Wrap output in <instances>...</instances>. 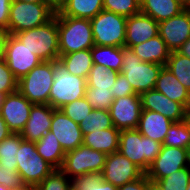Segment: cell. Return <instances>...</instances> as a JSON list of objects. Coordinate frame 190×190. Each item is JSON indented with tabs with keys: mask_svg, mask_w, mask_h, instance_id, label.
Wrapping results in <instances>:
<instances>
[{
	"mask_svg": "<svg viewBox=\"0 0 190 190\" xmlns=\"http://www.w3.org/2000/svg\"><path fill=\"white\" fill-rule=\"evenodd\" d=\"M106 158L107 154L82 144L74 150L66 152L60 170L70 180L89 173L101 174Z\"/></svg>",
	"mask_w": 190,
	"mask_h": 190,
	"instance_id": "11",
	"label": "cell"
},
{
	"mask_svg": "<svg viewBox=\"0 0 190 190\" xmlns=\"http://www.w3.org/2000/svg\"><path fill=\"white\" fill-rule=\"evenodd\" d=\"M190 144V129L184 121L173 122L167 132L163 146L184 148Z\"/></svg>",
	"mask_w": 190,
	"mask_h": 190,
	"instance_id": "35",
	"label": "cell"
},
{
	"mask_svg": "<svg viewBox=\"0 0 190 190\" xmlns=\"http://www.w3.org/2000/svg\"><path fill=\"white\" fill-rule=\"evenodd\" d=\"M142 110L160 113L173 122L184 121L186 107L176 101L170 100L155 89L140 94Z\"/></svg>",
	"mask_w": 190,
	"mask_h": 190,
	"instance_id": "19",
	"label": "cell"
},
{
	"mask_svg": "<svg viewBox=\"0 0 190 190\" xmlns=\"http://www.w3.org/2000/svg\"><path fill=\"white\" fill-rule=\"evenodd\" d=\"M120 132L117 128L112 127L102 131L87 133L83 135V144L93 150L112 154L119 149Z\"/></svg>",
	"mask_w": 190,
	"mask_h": 190,
	"instance_id": "26",
	"label": "cell"
},
{
	"mask_svg": "<svg viewBox=\"0 0 190 190\" xmlns=\"http://www.w3.org/2000/svg\"><path fill=\"white\" fill-rule=\"evenodd\" d=\"M186 167H188L186 149L162 146L161 152L145 174L149 180L157 182L173 172Z\"/></svg>",
	"mask_w": 190,
	"mask_h": 190,
	"instance_id": "14",
	"label": "cell"
},
{
	"mask_svg": "<svg viewBox=\"0 0 190 190\" xmlns=\"http://www.w3.org/2000/svg\"><path fill=\"white\" fill-rule=\"evenodd\" d=\"M184 122L187 124V127L190 129V106L186 108Z\"/></svg>",
	"mask_w": 190,
	"mask_h": 190,
	"instance_id": "50",
	"label": "cell"
},
{
	"mask_svg": "<svg viewBox=\"0 0 190 190\" xmlns=\"http://www.w3.org/2000/svg\"><path fill=\"white\" fill-rule=\"evenodd\" d=\"M54 81V61H42L18 80V91L33 104H49Z\"/></svg>",
	"mask_w": 190,
	"mask_h": 190,
	"instance_id": "7",
	"label": "cell"
},
{
	"mask_svg": "<svg viewBox=\"0 0 190 190\" xmlns=\"http://www.w3.org/2000/svg\"><path fill=\"white\" fill-rule=\"evenodd\" d=\"M165 67L175 75L176 79L190 93V58L173 51L170 53Z\"/></svg>",
	"mask_w": 190,
	"mask_h": 190,
	"instance_id": "31",
	"label": "cell"
},
{
	"mask_svg": "<svg viewBox=\"0 0 190 190\" xmlns=\"http://www.w3.org/2000/svg\"><path fill=\"white\" fill-rule=\"evenodd\" d=\"M181 55L190 58V38H188L184 44L177 50Z\"/></svg>",
	"mask_w": 190,
	"mask_h": 190,
	"instance_id": "47",
	"label": "cell"
},
{
	"mask_svg": "<svg viewBox=\"0 0 190 190\" xmlns=\"http://www.w3.org/2000/svg\"><path fill=\"white\" fill-rule=\"evenodd\" d=\"M54 110L49 104H33L30 117L20 133L22 138L32 142L40 140L50 131Z\"/></svg>",
	"mask_w": 190,
	"mask_h": 190,
	"instance_id": "21",
	"label": "cell"
},
{
	"mask_svg": "<svg viewBox=\"0 0 190 190\" xmlns=\"http://www.w3.org/2000/svg\"><path fill=\"white\" fill-rule=\"evenodd\" d=\"M114 127L109 110L93 109L80 123L82 135Z\"/></svg>",
	"mask_w": 190,
	"mask_h": 190,
	"instance_id": "32",
	"label": "cell"
},
{
	"mask_svg": "<svg viewBox=\"0 0 190 190\" xmlns=\"http://www.w3.org/2000/svg\"><path fill=\"white\" fill-rule=\"evenodd\" d=\"M50 131L58 139L65 153L83 144L80 125L67 117L60 109L53 111Z\"/></svg>",
	"mask_w": 190,
	"mask_h": 190,
	"instance_id": "18",
	"label": "cell"
},
{
	"mask_svg": "<svg viewBox=\"0 0 190 190\" xmlns=\"http://www.w3.org/2000/svg\"><path fill=\"white\" fill-rule=\"evenodd\" d=\"M15 190H37V188H36V186L25 185L23 188H21V189H15Z\"/></svg>",
	"mask_w": 190,
	"mask_h": 190,
	"instance_id": "51",
	"label": "cell"
},
{
	"mask_svg": "<svg viewBox=\"0 0 190 190\" xmlns=\"http://www.w3.org/2000/svg\"><path fill=\"white\" fill-rule=\"evenodd\" d=\"M5 97H6L5 94L0 93V111H1V107H2V105H3V102H4Z\"/></svg>",
	"mask_w": 190,
	"mask_h": 190,
	"instance_id": "54",
	"label": "cell"
},
{
	"mask_svg": "<svg viewBox=\"0 0 190 190\" xmlns=\"http://www.w3.org/2000/svg\"><path fill=\"white\" fill-rule=\"evenodd\" d=\"M186 150H187V163H188V167L190 168V144Z\"/></svg>",
	"mask_w": 190,
	"mask_h": 190,
	"instance_id": "52",
	"label": "cell"
},
{
	"mask_svg": "<svg viewBox=\"0 0 190 190\" xmlns=\"http://www.w3.org/2000/svg\"><path fill=\"white\" fill-rule=\"evenodd\" d=\"M154 89L170 100L183 104L186 108L190 106V93L165 66L159 72Z\"/></svg>",
	"mask_w": 190,
	"mask_h": 190,
	"instance_id": "23",
	"label": "cell"
},
{
	"mask_svg": "<svg viewBox=\"0 0 190 190\" xmlns=\"http://www.w3.org/2000/svg\"><path fill=\"white\" fill-rule=\"evenodd\" d=\"M141 111L142 104L140 95L115 98L109 108L113 125L119 131L137 129Z\"/></svg>",
	"mask_w": 190,
	"mask_h": 190,
	"instance_id": "15",
	"label": "cell"
},
{
	"mask_svg": "<svg viewBox=\"0 0 190 190\" xmlns=\"http://www.w3.org/2000/svg\"><path fill=\"white\" fill-rule=\"evenodd\" d=\"M185 8L190 11V0H189L188 4L185 6Z\"/></svg>",
	"mask_w": 190,
	"mask_h": 190,
	"instance_id": "57",
	"label": "cell"
},
{
	"mask_svg": "<svg viewBox=\"0 0 190 190\" xmlns=\"http://www.w3.org/2000/svg\"><path fill=\"white\" fill-rule=\"evenodd\" d=\"M14 35L42 61H57L59 59L57 14L42 26Z\"/></svg>",
	"mask_w": 190,
	"mask_h": 190,
	"instance_id": "1",
	"label": "cell"
},
{
	"mask_svg": "<svg viewBox=\"0 0 190 190\" xmlns=\"http://www.w3.org/2000/svg\"><path fill=\"white\" fill-rule=\"evenodd\" d=\"M16 159L17 172L21 175L23 183L28 186H37L54 170L38 154L35 142L32 141L21 140Z\"/></svg>",
	"mask_w": 190,
	"mask_h": 190,
	"instance_id": "10",
	"label": "cell"
},
{
	"mask_svg": "<svg viewBox=\"0 0 190 190\" xmlns=\"http://www.w3.org/2000/svg\"><path fill=\"white\" fill-rule=\"evenodd\" d=\"M12 0H0V27L7 30L9 24V13Z\"/></svg>",
	"mask_w": 190,
	"mask_h": 190,
	"instance_id": "44",
	"label": "cell"
},
{
	"mask_svg": "<svg viewBox=\"0 0 190 190\" xmlns=\"http://www.w3.org/2000/svg\"><path fill=\"white\" fill-rule=\"evenodd\" d=\"M103 10L130 17L140 13V0H103Z\"/></svg>",
	"mask_w": 190,
	"mask_h": 190,
	"instance_id": "37",
	"label": "cell"
},
{
	"mask_svg": "<svg viewBox=\"0 0 190 190\" xmlns=\"http://www.w3.org/2000/svg\"><path fill=\"white\" fill-rule=\"evenodd\" d=\"M4 59L17 80L26 76L42 60L32 53L15 35L7 34L4 43Z\"/></svg>",
	"mask_w": 190,
	"mask_h": 190,
	"instance_id": "12",
	"label": "cell"
},
{
	"mask_svg": "<svg viewBox=\"0 0 190 190\" xmlns=\"http://www.w3.org/2000/svg\"><path fill=\"white\" fill-rule=\"evenodd\" d=\"M55 13L44 3H31L12 0L9 13L8 34L42 26L54 17Z\"/></svg>",
	"mask_w": 190,
	"mask_h": 190,
	"instance_id": "8",
	"label": "cell"
},
{
	"mask_svg": "<svg viewBox=\"0 0 190 190\" xmlns=\"http://www.w3.org/2000/svg\"><path fill=\"white\" fill-rule=\"evenodd\" d=\"M177 1H179L184 6H186L189 2V0H177Z\"/></svg>",
	"mask_w": 190,
	"mask_h": 190,
	"instance_id": "55",
	"label": "cell"
},
{
	"mask_svg": "<svg viewBox=\"0 0 190 190\" xmlns=\"http://www.w3.org/2000/svg\"><path fill=\"white\" fill-rule=\"evenodd\" d=\"M119 72L93 64L87 77L84 98L93 109L109 110L114 101L115 82Z\"/></svg>",
	"mask_w": 190,
	"mask_h": 190,
	"instance_id": "4",
	"label": "cell"
},
{
	"mask_svg": "<svg viewBox=\"0 0 190 190\" xmlns=\"http://www.w3.org/2000/svg\"><path fill=\"white\" fill-rule=\"evenodd\" d=\"M103 10V0H67L57 16L92 19Z\"/></svg>",
	"mask_w": 190,
	"mask_h": 190,
	"instance_id": "29",
	"label": "cell"
},
{
	"mask_svg": "<svg viewBox=\"0 0 190 190\" xmlns=\"http://www.w3.org/2000/svg\"><path fill=\"white\" fill-rule=\"evenodd\" d=\"M103 180L114 186H122L133 180L141 178L145 173L119 151L107 154Z\"/></svg>",
	"mask_w": 190,
	"mask_h": 190,
	"instance_id": "13",
	"label": "cell"
},
{
	"mask_svg": "<svg viewBox=\"0 0 190 190\" xmlns=\"http://www.w3.org/2000/svg\"><path fill=\"white\" fill-rule=\"evenodd\" d=\"M158 31L168 49L177 51L190 38V11L185 8L178 15L159 22Z\"/></svg>",
	"mask_w": 190,
	"mask_h": 190,
	"instance_id": "17",
	"label": "cell"
},
{
	"mask_svg": "<svg viewBox=\"0 0 190 190\" xmlns=\"http://www.w3.org/2000/svg\"><path fill=\"white\" fill-rule=\"evenodd\" d=\"M58 60L71 74L86 80L93 66L91 49L60 55Z\"/></svg>",
	"mask_w": 190,
	"mask_h": 190,
	"instance_id": "28",
	"label": "cell"
},
{
	"mask_svg": "<svg viewBox=\"0 0 190 190\" xmlns=\"http://www.w3.org/2000/svg\"><path fill=\"white\" fill-rule=\"evenodd\" d=\"M130 95H140V94H137L133 90V87L130 85L125 75H123L122 73H119L115 82L114 99L121 98L124 96H130Z\"/></svg>",
	"mask_w": 190,
	"mask_h": 190,
	"instance_id": "42",
	"label": "cell"
},
{
	"mask_svg": "<svg viewBox=\"0 0 190 190\" xmlns=\"http://www.w3.org/2000/svg\"><path fill=\"white\" fill-rule=\"evenodd\" d=\"M186 190H190V181H189V184L187 186V189Z\"/></svg>",
	"mask_w": 190,
	"mask_h": 190,
	"instance_id": "58",
	"label": "cell"
},
{
	"mask_svg": "<svg viewBox=\"0 0 190 190\" xmlns=\"http://www.w3.org/2000/svg\"><path fill=\"white\" fill-rule=\"evenodd\" d=\"M94 45L123 47L126 39L127 17L102 10L90 19Z\"/></svg>",
	"mask_w": 190,
	"mask_h": 190,
	"instance_id": "9",
	"label": "cell"
},
{
	"mask_svg": "<svg viewBox=\"0 0 190 190\" xmlns=\"http://www.w3.org/2000/svg\"><path fill=\"white\" fill-rule=\"evenodd\" d=\"M7 34V30L3 27H0V58L4 57V43Z\"/></svg>",
	"mask_w": 190,
	"mask_h": 190,
	"instance_id": "48",
	"label": "cell"
},
{
	"mask_svg": "<svg viewBox=\"0 0 190 190\" xmlns=\"http://www.w3.org/2000/svg\"><path fill=\"white\" fill-rule=\"evenodd\" d=\"M91 55L93 64H100L120 73L123 61L122 47L94 45Z\"/></svg>",
	"mask_w": 190,
	"mask_h": 190,
	"instance_id": "30",
	"label": "cell"
},
{
	"mask_svg": "<svg viewBox=\"0 0 190 190\" xmlns=\"http://www.w3.org/2000/svg\"><path fill=\"white\" fill-rule=\"evenodd\" d=\"M143 62L157 63L165 66L171 51L164 40L157 35L149 40L131 47Z\"/></svg>",
	"mask_w": 190,
	"mask_h": 190,
	"instance_id": "24",
	"label": "cell"
},
{
	"mask_svg": "<svg viewBox=\"0 0 190 190\" xmlns=\"http://www.w3.org/2000/svg\"><path fill=\"white\" fill-rule=\"evenodd\" d=\"M32 106L18 90L6 95L0 114L12 133L20 134L25 128Z\"/></svg>",
	"mask_w": 190,
	"mask_h": 190,
	"instance_id": "16",
	"label": "cell"
},
{
	"mask_svg": "<svg viewBox=\"0 0 190 190\" xmlns=\"http://www.w3.org/2000/svg\"><path fill=\"white\" fill-rule=\"evenodd\" d=\"M60 55L91 49L94 37L90 19L58 16Z\"/></svg>",
	"mask_w": 190,
	"mask_h": 190,
	"instance_id": "3",
	"label": "cell"
},
{
	"mask_svg": "<svg viewBox=\"0 0 190 190\" xmlns=\"http://www.w3.org/2000/svg\"><path fill=\"white\" fill-rule=\"evenodd\" d=\"M173 121L160 113L142 110L137 130L154 141L163 143Z\"/></svg>",
	"mask_w": 190,
	"mask_h": 190,
	"instance_id": "22",
	"label": "cell"
},
{
	"mask_svg": "<svg viewBox=\"0 0 190 190\" xmlns=\"http://www.w3.org/2000/svg\"><path fill=\"white\" fill-rule=\"evenodd\" d=\"M67 117L80 125V123L93 111L91 105L83 97L60 109Z\"/></svg>",
	"mask_w": 190,
	"mask_h": 190,
	"instance_id": "38",
	"label": "cell"
},
{
	"mask_svg": "<svg viewBox=\"0 0 190 190\" xmlns=\"http://www.w3.org/2000/svg\"><path fill=\"white\" fill-rule=\"evenodd\" d=\"M158 30L159 23L141 12L127 17L124 46L131 48L136 44L143 43L159 35Z\"/></svg>",
	"mask_w": 190,
	"mask_h": 190,
	"instance_id": "20",
	"label": "cell"
},
{
	"mask_svg": "<svg viewBox=\"0 0 190 190\" xmlns=\"http://www.w3.org/2000/svg\"><path fill=\"white\" fill-rule=\"evenodd\" d=\"M18 90V80L15 78L4 57L0 58V93L9 94Z\"/></svg>",
	"mask_w": 190,
	"mask_h": 190,
	"instance_id": "40",
	"label": "cell"
},
{
	"mask_svg": "<svg viewBox=\"0 0 190 190\" xmlns=\"http://www.w3.org/2000/svg\"><path fill=\"white\" fill-rule=\"evenodd\" d=\"M190 181V168H182L160 179L157 183L163 190H186Z\"/></svg>",
	"mask_w": 190,
	"mask_h": 190,
	"instance_id": "36",
	"label": "cell"
},
{
	"mask_svg": "<svg viewBox=\"0 0 190 190\" xmlns=\"http://www.w3.org/2000/svg\"><path fill=\"white\" fill-rule=\"evenodd\" d=\"M148 190H163V189L157 182L148 179Z\"/></svg>",
	"mask_w": 190,
	"mask_h": 190,
	"instance_id": "49",
	"label": "cell"
},
{
	"mask_svg": "<svg viewBox=\"0 0 190 190\" xmlns=\"http://www.w3.org/2000/svg\"><path fill=\"white\" fill-rule=\"evenodd\" d=\"M123 61L120 73L125 75L137 94L155 88L162 65L143 62L129 47L123 46Z\"/></svg>",
	"mask_w": 190,
	"mask_h": 190,
	"instance_id": "6",
	"label": "cell"
},
{
	"mask_svg": "<svg viewBox=\"0 0 190 190\" xmlns=\"http://www.w3.org/2000/svg\"><path fill=\"white\" fill-rule=\"evenodd\" d=\"M118 190H148V178L144 174L141 178L118 187Z\"/></svg>",
	"mask_w": 190,
	"mask_h": 190,
	"instance_id": "43",
	"label": "cell"
},
{
	"mask_svg": "<svg viewBox=\"0 0 190 190\" xmlns=\"http://www.w3.org/2000/svg\"><path fill=\"white\" fill-rule=\"evenodd\" d=\"M0 190H11V189L8 188V187H5V186H3V185H0Z\"/></svg>",
	"mask_w": 190,
	"mask_h": 190,
	"instance_id": "56",
	"label": "cell"
},
{
	"mask_svg": "<svg viewBox=\"0 0 190 190\" xmlns=\"http://www.w3.org/2000/svg\"><path fill=\"white\" fill-rule=\"evenodd\" d=\"M12 132L9 130L8 125L5 123L4 119L0 114V142L6 139Z\"/></svg>",
	"mask_w": 190,
	"mask_h": 190,
	"instance_id": "46",
	"label": "cell"
},
{
	"mask_svg": "<svg viewBox=\"0 0 190 190\" xmlns=\"http://www.w3.org/2000/svg\"><path fill=\"white\" fill-rule=\"evenodd\" d=\"M38 154L54 169H60L65 152L53 132L48 131L40 140L35 142Z\"/></svg>",
	"mask_w": 190,
	"mask_h": 190,
	"instance_id": "27",
	"label": "cell"
},
{
	"mask_svg": "<svg viewBox=\"0 0 190 190\" xmlns=\"http://www.w3.org/2000/svg\"><path fill=\"white\" fill-rule=\"evenodd\" d=\"M162 146V143L143 136L137 129H128L120 132L118 151L146 173Z\"/></svg>",
	"mask_w": 190,
	"mask_h": 190,
	"instance_id": "2",
	"label": "cell"
},
{
	"mask_svg": "<svg viewBox=\"0 0 190 190\" xmlns=\"http://www.w3.org/2000/svg\"><path fill=\"white\" fill-rule=\"evenodd\" d=\"M43 2L56 14L64 8L67 0H43Z\"/></svg>",
	"mask_w": 190,
	"mask_h": 190,
	"instance_id": "45",
	"label": "cell"
},
{
	"mask_svg": "<svg viewBox=\"0 0 190 190\" xmlns=\"http://www.w3.org/2000/svg\"><path fill=\"white\" fill-rule=\"evenodd\" d=\"M74 190H118L117 186L103 180L102 174L89 173L71 180Z\"/></svg>",
	"mask_w": 190,
	"mask_h": 190,
	"instance_id": "34",
	"label": "cell"
},
{
	"mask_svg": "<svg viewBox=\"0 0 190 190\" xmlns=\"http://www.w3.org/2000/svg\"><path fill=\"white\" fill-rule=\"evenodd\" d=\"M0 185L11 190L21 189L25 186L21 175L17 172V167L1 166L0 164Z\"/></svg>",
	"mask_w": 190,
	"mask_h": 190,
	"instance_id": "41",
	"label": "cell"
},
{
	"mask_svg": "<svg viewBox=\"0 0 190 190\" xmlns=\"http://www.w3.org/2000/svg\"><path fill=\"white\" fill-rule=\"evenodd\" d=\"M184 9L185 6L177 0H140V12L158 23L178 15Z\"/></svg>",
	"mask_w": 190,
	"mask_h": 190,
	"instance_id": "25",
	"label": "cell"
},
{
	"mask_svg": "<svg viewBox=\"0 0 190 190\" xmlns=\"http://www.w3.org/2000/svg\"><path fill=\"white\" fill-rule=\"evenodd\" d=\"M22 2H31V3H44L43 0H16Z\"/></svg>",
	"mask_w": 190,
	"mask_h": 190,
	"instance_id": "53",
	"label": "cell"
},
{
	"mask_svg": "<svg viewBox=\"0 0 190 190\" xmlns=\"http://www.w3.org/2000/svg\"><path fill=\"white\" fill-rule=\"evenodd\" d=\"M21 134L12 133L0 142L1 166L17 167L18 149L22 140Z\"/></svg>",
	"mask_w": 190,
	"mask_h": 190,
	"instance_id": "33",
	"label": "cell"
},
{
	"mask_svg": "<svg viewBox=\"0 0 190 190\" xmlns=\"http://www.w3.org/2000/svg\"><path fill=\"white\" fill-rule=\"evenodd\" d=\"M87 81L71 74L63 64L54 61V81L49 95V105L61 109L64 105L85 96Z\"/></svg>",
	"mask_w": 190,
	"mask_h": 190,
	"instance_id": "5",
	"label": "cell"
},
{
	"mask_svg": "<svg viewBox=\"0 0 190 190\" xmlns=\"http://www.w3.org/2000/svg\"><path fill=\"white\" fill-rule=\"evenodd\" d=\"M37 190H71V180L60 170L54 169L40 184Z\"/></svg>",
	"mask_w": 190,
	"mask_h": 190,
	"instance_id": "39",
	"label": "cell"
}]
</instances>
